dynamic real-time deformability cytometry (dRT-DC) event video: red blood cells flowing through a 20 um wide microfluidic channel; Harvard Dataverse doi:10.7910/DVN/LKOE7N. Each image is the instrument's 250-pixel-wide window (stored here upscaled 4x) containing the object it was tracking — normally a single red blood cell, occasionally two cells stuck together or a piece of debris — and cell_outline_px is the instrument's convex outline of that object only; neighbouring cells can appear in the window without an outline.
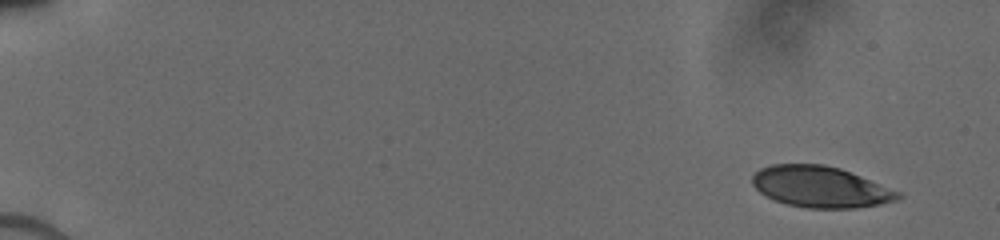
{"species": "human", "species_latin": "Homo sapiens", "temperature_condition": "cold", "stored_images_in_passage": 7, "camera_frame_rate_fps": 3000, "um_per_image_px": 0.085, "donor": {"sex": "male"}, "frame": {"image": 1, "passage_image": 1, "time_ms": 0.0, "image_size_px": [1000, 240], "cell_outline_px": [[904, 196], [900, 200], [880, 204], [856, 208], [808, 208], [788, 204], [776, 200], [760, 192], [752, 184], [752, 176], [760, 168], [772, 164], [824, 164], [840, 168], [900, 192]], "centroid_in_image_um": [69.76, 15.88], "position_along_channel_um": 15.2, "area_um2": 34.8}}
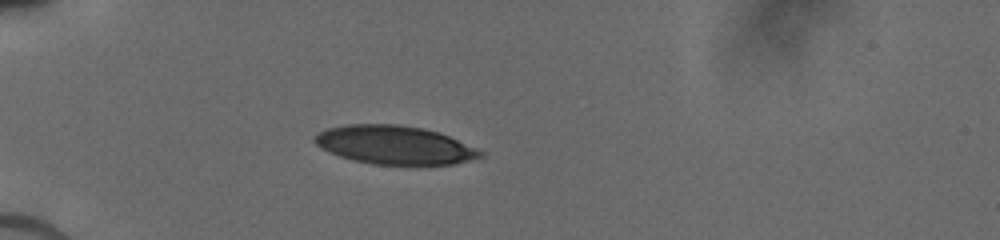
{"frame": {"image": 2, "passage_image": 5, "time_ms": 4.333, "image_size_px": [1000, 240], "cell_outline_px": [[484, 156], [452, 164], [372, 164], [352, 160], [340, 156], [320, 148], [312, 140], [312, 136], [316, 132], [328, 128], [344, 124], [400, 124], [424, 128], [440, 132], [476, 148], [484, 152]], "centroid_in_image_um": [33.48, 12.3], "position_along_channel_um": 51.5, "area_um2": 37.34}}
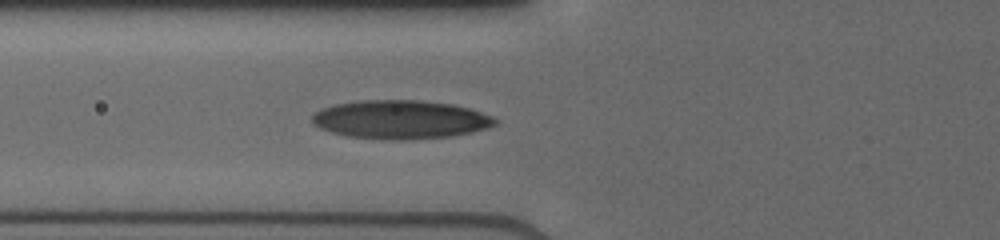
{"frame": {"image": 3, "passage_image": 7, "time_ms": 6.0, "image_size_px": [1000, 240], "cell_outline_px": [[500, 120], [496, 124], [488, 128], [472, 132], [452, 136], [404, 140], [392, 140], [348, 136], [332, 132], [320, 128], [312, 124], [312, 116], [320, 108], [336, 104], [360, 100], [420, 100], [452, 104], [468, 108], [492, 116]], "centroid_in_image_um": [34.05, 10.16], "position_along_channel_um": 91.8, "area_um2": 41.27}}